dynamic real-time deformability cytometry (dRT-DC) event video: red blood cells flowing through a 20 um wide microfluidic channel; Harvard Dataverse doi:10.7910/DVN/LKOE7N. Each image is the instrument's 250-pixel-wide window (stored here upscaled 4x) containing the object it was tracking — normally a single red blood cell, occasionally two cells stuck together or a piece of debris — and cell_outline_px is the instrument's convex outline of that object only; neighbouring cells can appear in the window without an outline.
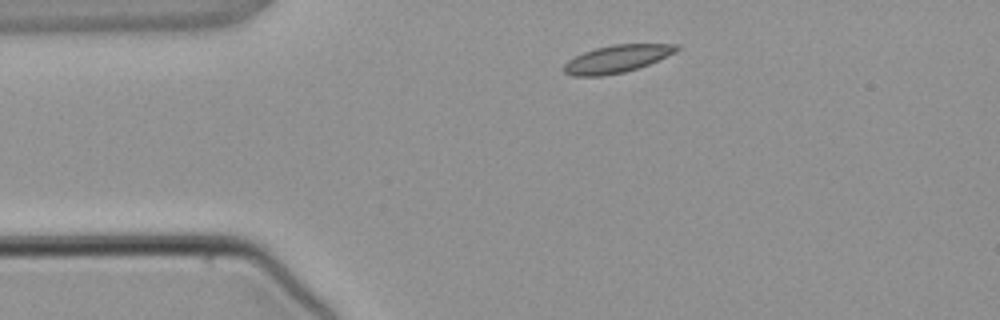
{"species": "common noctule bat (a hibernating species)", "species_latin": "Nyctalus noctula", "temperature_condition": "warm", "stored_images_in_passage": 3, "camera_frame_rate_fps": 3000, "um_per_image_px": 0.085, "animal": {"sex": "male", "body_mass_g": 21.5, "forearm_length_mm": 52.0}, "frame": {"image": 1, "passage_image": 1, "time_ms": 0.0, "image_size_px": [1000, 320], "cell_outline_px": [[680, 48], [676, 52], [648, 64], [624, 72], [600, 76], [572, 76], [564, 72], [564, 64], [568, 60], [584, 52], [596, 48], [612, 44], [680, 44]], "centroid_in_image_um": [52.44, 4.99], "position_along_channel_um": 32.6, "area_um2": 17.92}}